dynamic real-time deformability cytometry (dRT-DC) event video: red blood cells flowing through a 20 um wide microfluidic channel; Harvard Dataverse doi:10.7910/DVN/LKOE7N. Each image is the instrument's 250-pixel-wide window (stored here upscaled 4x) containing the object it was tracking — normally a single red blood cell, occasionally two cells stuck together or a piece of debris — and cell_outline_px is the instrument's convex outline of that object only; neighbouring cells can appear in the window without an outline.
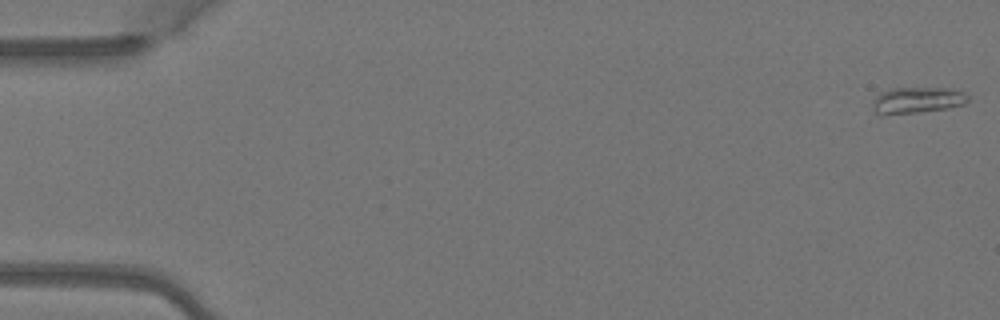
{"species": "Egyptian fruit bat (a non-hibernating species)", "species_latin": "Rousettus aegyptiacus", "temperature_condition": "warm", "stored_images_in_passage": 4, "camera_frame_rate_fps": 3000, "um_per_image_px": 0.085, "animal": {"sex": "female"}, "frame": {"image": 1, "passage_image": 1, "time_ms": 0.0, "image_size_px": [1000, 320], "cell_outline_px": [[968, 100], [964, 104], [948, 108], [916, 112], [880, 116], [876, 116], [872, 104], [872, 100], [880, 92], [892, 88], [948, 88], [964, 92], [968, 96]], "centroid_in_image_um": [77.89, 8.53], "position_along_channel_um": 7.1, "area_um2": 14.74}}